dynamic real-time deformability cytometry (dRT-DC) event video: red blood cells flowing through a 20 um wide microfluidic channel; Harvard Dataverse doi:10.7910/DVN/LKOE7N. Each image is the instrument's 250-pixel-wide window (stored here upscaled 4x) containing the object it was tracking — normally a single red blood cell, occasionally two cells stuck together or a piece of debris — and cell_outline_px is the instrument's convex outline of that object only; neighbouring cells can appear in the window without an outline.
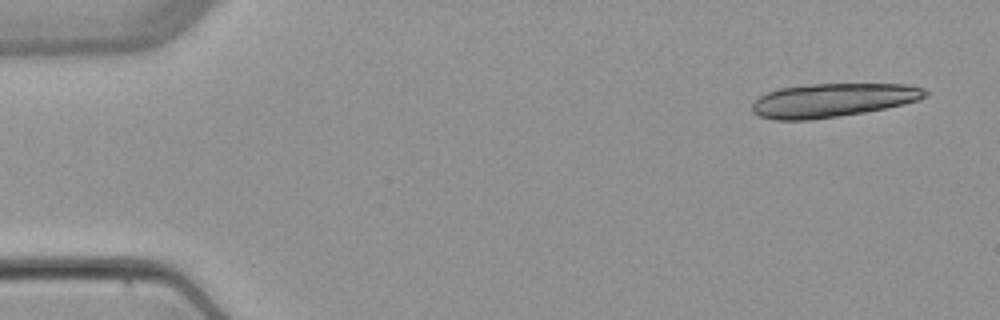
{"species": "common noctule bat (a hibernating species)", "species_latin": "Nyctalus noctula", "temperature_condition": "warm", "stored_images_in_passage": 4, "camera_frame_rate_fps": 3000, "um_per_image_px": 0.085, "animal": {"sex": "female", "body_mass_g": 22.7, "forearm_length_mm": 54.2}, "frame": {"image": 1, "passage_image": 1, "time_ms": 0.0, "image_size_px": [1000, 320], "cell_outline_px": [[928, 96], [920, 100], [904, 104], [864, 112], [808, 120], [776, 120], [760, 116], [752, 112], [752, 104], [760, 96], [768, 92], [780, 88], [812, 84], [908, 84], [924, 88], [928, 92]], "centroid_in_image_um": [70.81, 8.51], "position_along_channel_um": 14.2, "area_um2": 33.87}}